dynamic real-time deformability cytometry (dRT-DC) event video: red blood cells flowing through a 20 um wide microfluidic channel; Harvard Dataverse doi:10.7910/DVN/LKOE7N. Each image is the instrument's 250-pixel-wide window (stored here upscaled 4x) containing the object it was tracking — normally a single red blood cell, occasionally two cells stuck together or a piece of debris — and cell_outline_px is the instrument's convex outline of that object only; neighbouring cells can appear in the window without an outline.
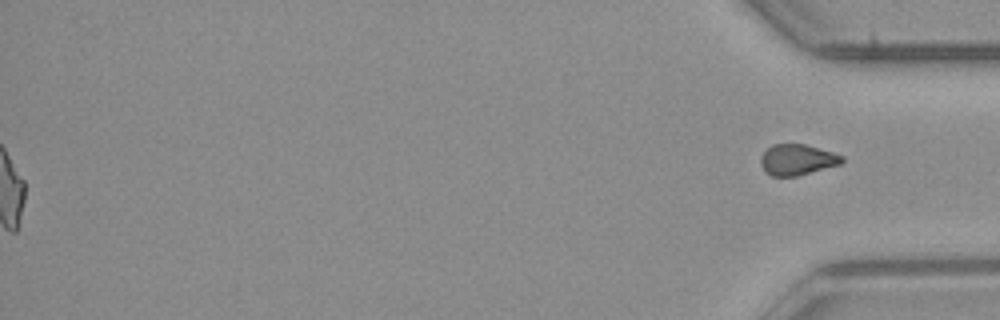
{"species": "common noctule bat (a hibernating species)", "species_latin": "Nyctalus noctula", "temperature_condition": "room temperature", "stored_images_in_passage": 53, "segment_of_instrument_passage": [2, 2], "camera_frame_rate_fps": 3000, "um_per_image_px": 0.085, "animal": {"sex": "male", "body_mass_g": 23.1, "forearm_length_mm": 52.7}, "frame": {"image": 1, "passage_image": 53, "time_ms": 17.333, "image_size_px": [1000, 320], "cell_outline_px": [[844, 160], [840, 164], [796, 176], [772, 176], [764, 172], [760, 164], [760, 156], [772, 144], [804, 144], [832, 152], [844, 156]], "centroid_in_image_um": [67.73, 13.57], "position_along_channel_um": 367.5, "area_um2": 14.57}}